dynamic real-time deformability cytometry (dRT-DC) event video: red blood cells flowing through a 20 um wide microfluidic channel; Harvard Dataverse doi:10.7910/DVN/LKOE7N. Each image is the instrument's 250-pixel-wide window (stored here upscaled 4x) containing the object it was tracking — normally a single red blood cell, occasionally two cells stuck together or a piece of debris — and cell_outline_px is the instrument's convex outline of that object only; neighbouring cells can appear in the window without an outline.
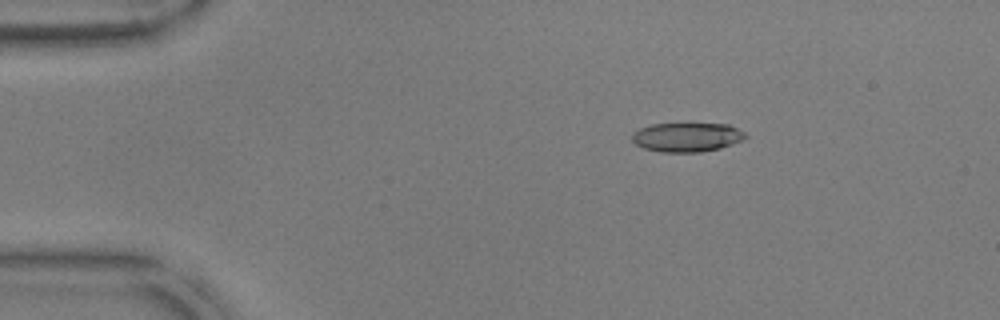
{"species": "common noctule bat (a hibernating species)", "species_latin": "Nyctalus noctula", "temperature_condition": "warm", "stored_images_in_passage": 38, "camera_frame_rate_fps": 3000, "um_per_image_px": 0.085, "animal": {"sex": "male", "body_mass_g": 17.9, "forearm_length_mm": 54.2}, "frame": {"image": 1, "passage_image": 1, "time_ms": 0.0, "image_size_px": [1000, 320], "cell_outline_px": [[748, 136], [732, 144], [720, 148], [700, 152], [660, 152], [644, 148], [636, 144], [632, 140], [632, 132], [640, 128], [652, 124], [728, 124], [744, 132]], "centroid_in_image_um": [58.36, 11.66], "position_along_channel_um": 26.6, "area_um2": 19.13}}
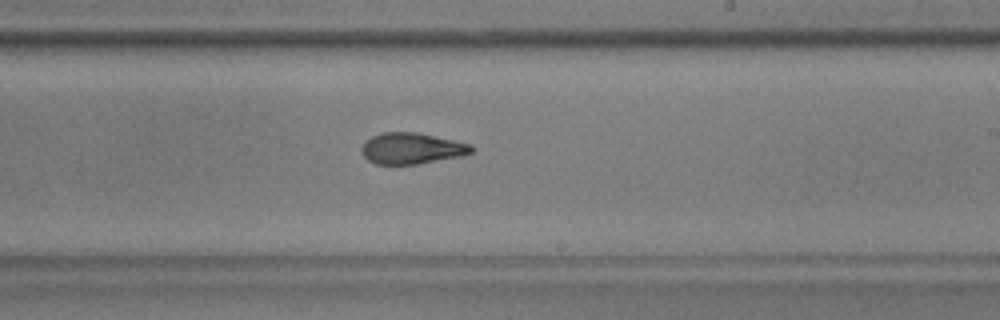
{"frame": {"image": 2, "passage_image": 24, "time_ms": 7.667, "image_size_px": [1000, 320], "cell_outline_px": [[476, 148], [472, 152], [460, 156], [416, 164], [376, 164], [368, 160], [364, 156], [364, 144], [372, 136], [384, 132], [416, 132], [472, 144]], "centroid_in_image_um": [35.05, 12.61], "position_along_channel_um": 254.0, "area_um2": 19.59}}
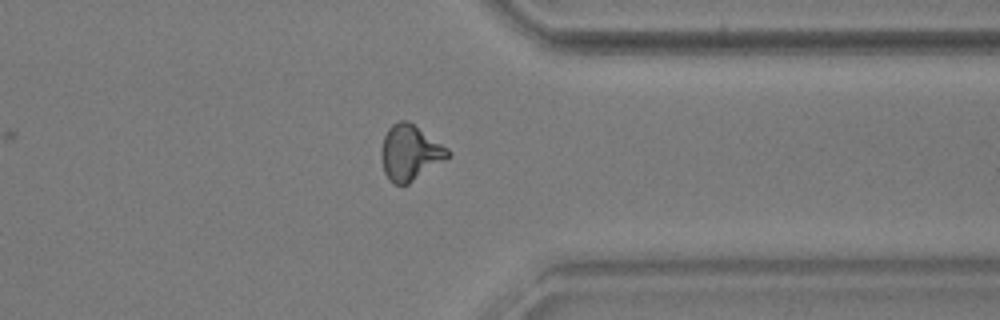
{"frame": {"image": 3, "passage_image": 34, "time_ms": 11.0, "image_size_px": [1000, 320], "cell_outline_px": [[452, 152], [448, 156], [408, 184], [392, 184], [388, 180], [384, 172], [380, 156], [380, 152], [384, 136], [388, 128], [392, 124], [400, 120], [408, 120], [448, 148]], "centroid_in_image_um": [34.8, 12.96], "position_along_channel_um": 376.6, "area_um2": 21.27}, "authors_computed_cell_mechanics": {"area_um2": 20.3745, "velocity_mm_per_s": 3.8054, "shape_relaxation_time_tau1_ms": 8.3292, "shape_relaxation_time_tau2_ms": 2.4079, "deformation_change_tau1": 0.2669, "deformation_change_tau2": 0.1083}}